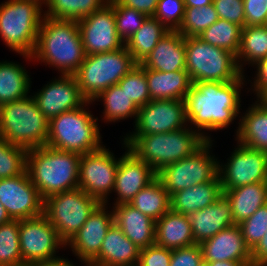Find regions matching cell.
<instances>
[{"label":"cell","instance_id":"obj_1","mask_svg":"<svg viewBox=\"0 0 267 266\" xmlns=\"http://www.w3.org/2000/svg\"><path fill=\"white\" fill-rule=\"evenodd\" d=\"M244 79L242 75L226 83L194 82L184 99L187 122L193 124L207 140L211 138L201 130L227 128L240 113V88H243Z\"/></svg>","mask_w":267,"mask_h":266},{"label":"cell","instance_id":"obj_2","mask_svg":"<svg viewBox=\"0 0 267 266\" xmlns=\"http://www.w3.org/2000/svg\"><path fill=\"white\" fill-rule=\"evenodd\" d=\"M85 56L77 21L44 16L32 59L55 67L61 75H74Z\"/></svg>","mask_w":267,"mask_h":266},{"label":"cell","instance_id":"obj_3","mask_svg":"<svg viewBox=\"0 0 267 266\" xmlns=\"http://www.w3.org/2000/svg\"><path fill=\"white\" fill-rule=\"evenodd\" d=\"M80 157L47 145L27 150L26 170L43 200L78 188Z\"/></svg>","mask_w":267,"mask_h":266},{"label":"cell","instance_id":"obj_4","mask_svg":"<svg viewBox=\"0 0 267 266\" xmlns=\"http://www.w3.org/2000/svg\"><path fill=\"white\" fill-rule=\"evenodd\" d=\"M189 128L161 134L126 135L123 142L157 173L162 168L193 155L208 141L192 127Z\"/></svg>","mask_w":267,"mask_h":266},{"label":"cell","instance_id":"obj_5","mask_svg":"<svg viewBox=\"0 0 267 266\" xmlns=\"http://www.w3.org/2000/svg\"><path fill=\"white\" fill-rule=\"evenodd\" d=\"M49 120L33 96L0 106V136L26 150L46 145Z\"/></svg>","mask_w":267,"mask_h":266},{"label":"cell","instance_id":"obj_6","mask_svg":"<svg viewBox=\"0 0 267 266\" xmlns=\"http://www.w3.org/2000/svg\"><path fill=\"white\" fill-rule=\"evenodd\" d=\"M37 0H8L0 5V36L12 51L32 59L44 14Z\"/></svg>","mask_w":267,"mask_h":266},{"label":"cell","instance_id":"obj_7","mask_svg":"<svg viewBox=\"0 0 267 266\" xmlns=\"http://www.w3.org/2000/svg\"><path fill=\"white\" fill-rule=\"evenodd\" d=\"M87 101L75 110L61 113L49 121L46 145L52 148L86 154L102 147L98 118L86 111Z\"/></svg>","mask_w":267,"mask_h":266},{"label":"cell","instance_id":"obj_8","mask_svg":"<svg viewBox=\"0 0 267 266\" xmlns=\"http://www.w3.org/2000/svg\"><path fill=\"white\" fill-rule=\"evenodd\" d=\"M185 67L192 82H231L239 79L236 55L199 37H185Z\"/></svg>","mask_w":267,"mask_h":266},{"label":"cell","instance_id":"obj_9","mask_svg":"<svg viewBox=\"0 0 267 266\" xmlns=\"http://www.w3.org/2000/svg\"><path fill=\"white\" fill-rule=\"evenodd\" d=\"M137 63L125 45L115 51L86 55L74 74L81 94L92 101L100 92L117 84Z\"/></svg>","mask_w":267,"mask_h":266},{"label":"cell","instance_id":"obj_10","mask_svg":"<svg viewBox=\"0 0 267 266\" xmlns=\"http://www.w3.org/2000/svg\"><path fill=\"white\" fill-rule=\"evenodd\" d=\"M101 203L76 188L44 199L43 214L67 244Z\"/></svg>","mask_w":267,"mask_h":266},{"label":"cell","instance_id":"obj_11","mask_svg":"<svg viewBox=\"0 0 267 266\" xmlns=\"http://www.w3.org/2000/svg\"><path fill=\"white\" fill-rule=\"evenodd\" d=\"M212 141L208 140L193 155L174 162L157 172V178L170 196L194 185L207 183L218 175L220 161L209 154Z\"/></svg>","mask_w":267,"mask_h":266},{"label":"cell","instance_id":"obj_12","mask_svg":"<svg viewBox=\"0 0 267 266\" xmlns=\"http://www.w3.org/2000/svg\"><path fill=\"white\" fill-rule=\"evenodd\" d=\"M119 158L105 148L81 154L79 161L78 188L107 205V199L114 190Z\"/></svg>","mask_w":267,"mask_h":266},{"label":"cell","instance_id":"obj_13","mask_svg":"<svg viewBox=\"0 0 267 266\" xmlns=\"http://www.w3.org/2000/svg\"><path fill=\"white\" fill-rule=\"evenodd\" d=\"M19 244L23 263L28 266L60 258L56 250L66 244L44 214L19 220Z\"/></svg>","mask_w":267,"mask_h":266},{"label":"cell","instance_id":"obj_14","mask_svg":"<svg viewBox=\"0 0 267 266\" xmlns=\"http://www.w3.org/2000/svg\"><path fill=\"white\" fill-rule=\"evenodd\" d=\"M237 144L228 162L218 165L222 189L267 182V152Z\"/></svg>","mask_w":267,"mask_h":266},{"label":"cell","instance_id":"obj_15","mask_svg":"<svg viewBox=\"0 0 267 266\" xmlns=\"http://www.w3.org/2000/svg\"><path fill=\"white\" fill-rule=\"evenodd\" d=\"M77 22L86 55L111 52L124 46L117 34L113 0Z\"/></svg>","mask_w":267,"mask_h":266},{"label":"cell","instance_id":"obj_16","mask_svg":"<svg viewBox=\"0 0 267 266\" xmlns=\"http://www.w3.org/2000/svg\"><path fill=\"white\" fill-rule=\"evenodd\" d=\"M0 202L12 220L43 214L44 200L32 184L27 170L16 177L0 179Z\"/></svg>","mask_w":267,"mask_h":266},{"label":"cell","instance_id":"obj_17","mask_svg":"<svg viewBox=\"0 0 267 266\" xmlns=\"http://www.w3.org/2000/svg\"><path fill=\"white\" fill-rule=\"evenodd\" d=\"M187 126L184 100H151L139 108L135 132L129 135L161 134Z\"/></svg>","mask_w":267,"mask_h":266},{"label":"cell","instance_id":"obj_18","mask_svg":"<svg viewBox=\"0 0 267 266\" xmlns=\"http://www.w3.org/2000/svg\"><path fill=\"white\" fill-rule=\"evenodd\" d=\"M39 110L50 121L61 113L75 110L87 102L74 75H61L33 95Z\"/></svg>","mask_w":267,"mask_h":266},{"label":"cell","instance_id":"obj_19","mask_svg":"<svg viewBox=\"0 0 267 266\" xmlns=\"http://www.w3.org/2000/svg\"><path fill=\"white\" fill-rule=\"evenodd\" d=\"M106 210V204H100L66 244L70 245L72 252L85 264L99 254L105 235L114 224L113 211Z\"/></svg>","mask_w":267,"mask_h":266},{"label":"cell","instance_id":"obj_20","mask_svg":"<svg viewBox=\"0 0 267 266\" xmlns=\"http://www.w3.org/2000/svg\"><path fill=\"white\" fill-rule=\"evenodd\" d=\"M123 145L127 150L119 158L113 190L118 197L114 205L129 204L141 189L157 177V173L150 165L140 160L125 143Z\"/></svg>","mask_w":267,"mask_h":266},{"label":"cell","instance_id":"obj_21","mask_svg":"<svg viewBox=\"0 0 267 266\" xmlns=\"http://www.w3.org/2000/svg\"><path fill=\"white\" fill-rule=\"evenodd\" d=\"M203 261H237L252 266L251 250L246 245L239 225L221 230L200 244Z\"/></svg>","mask_w":267,"mask_h":266},{"label":"cell","instance_id":"obj_22","mask_svg":"<svg viewBox=\"0 0 267 266\" xmlns=\"http://www.w3.org/2000/svg\"><path fill=\"white\" fill-rule=\"evenodd\" d=\"M195 244L215 236L221 230L234 226L230 200L222 195L211 205L188 215Z\"/></svg>","mask_w":267,"mask_h":266},{"label":"cell","instance_id":"obj_23","mask_svg":"<svg viewBox=\"0 0 267 266\" xmlns=\"http://www.w3.org/2000/svg\"><path fill=\"white\" fill-rule=\"evenodd\" d=\"M185 37L178 31H169L140 63L146 69L160 72L186 70Z\"/></svg>","mask_w":267,"mask_h":266},{"label":"cell","instance_id":"obj_24","mask_svg":"<svg viewBox=\"0 0 267 266\" xmlns=\"http://www.w3.org/2000/svg\"><path fill=\"white\" fill-rule=\"evenodd\" d=\"M112 211L114 224L139 249L155 244L156 221L130 204L115 205Z\"/></svg>","mask_w":267,"mask_h":266},{"label":"cell","instance_id":"obj_25","mask_svg":"<svg viewBox=\"0 0 267 266\" xmlns=\"http://www.w3.org/2000/svg\"><path fill=\"white\" fill-rule=\"evenodd\" d=\"M140 249L113 224L102 242L99 254L90 262L95 266H137Z\"/></svg>","mask_w":267,"mask_h":266},{"label":"cell","instance_id":"obj_26","mask_svg":"<svg viewBox=\"0 0 267 266\" xmlns=\"http://www.w3.org/2000/svg\"><path fill=\"white\" fill-rule=\"evenodd\" d=\"M223 193L219 174L207 183L194 185L170 196V210L189 215L214 203Z\"/></svg>","mask_w":267,"mask_h":266},{"label":"cell","instance_id":"obj_27","mask_svg":"<svg viewBox=\"0 0 267 266\" xmlns=\"http://www.w3.org/2000/svg\"><path fill=\"white\" fill-rule=\"evenodd\" d=\"M151 100H184L193 85L186 70L160 72L145 68Z\"/></svg>","mask_w":267,"mask_h":266},{"label":"cell","instance_id":"obj_28","mask_svg":"<svg viewBox=\"0 0 267 266\" xmlns=\"http://www.w3.org/2000/svg\"><path fill=\"white\" fill-rule=\"evenodd\" d=\"M155 244L177 249L195 244L188 215L169 210L155 224Z\"/></svg>","mask_w":267,"mask_h":266},{"label":"cell","instance_id":"obj_29","mask_svg":"<svg viewBox=\"0 0 267 266\" xmlns=\"http://www.w3.org/2000/svg\"><path fill=\"white\" fill-rule=\"evenodd\" d=\"M251 106L238 123L236 140L249 148L267 152V106L259 99Z\"/></svg>","mask_w":267,"mask_h":266},{"label":"cell","instance_id":"obj_30","mask_svg":"<svg viewBox=\"0 0 267 266\" xmlns=\"http://www.w3.org/2000/svg\"><path fill=\"white\" fill-rule=\"evenodd\" d=\"M230 200L232 219L239 225L267 203V182H259L223 190Z\"/></svg>","mask_w":267,"mask_h":266},{"label":"cell","instance_id":"obj_31","mask_svg":"<svg viewBox=\"0 0 267 266\" xmlns=\"http://www.w3.org/2000/svg\"><path fill=\"white\" fill-rule=\"evenodd\" d=\"M30 88V77L23 66L0 62V106L27 97Z\"/></svg>","mask_w":267,"mask_h":266},{"label":"cell","instance_id":"obj_32","mask_svg":"<svg viewBox=\"0 0 267 266\" xmlns=\"http://www.w3.org/2000/svg\"><path fill=\"white\" fill-rule=\"evenodd\" d=\"M169 30L154 17H147L124 44L133 60L140 64Z\"/></svg>","mask_w":267,"mask_h":266},{"label":"cell","instance_id":"obj_33","mask_svg":"<svg viewBox=\"0 0 267 266\" xmlns=\"http://www.w3.org/2000/svg\"><path fill=\"white\" fill-rule=\"evenodd\" d=\"M129 204L157 221L170 210V195L156 177L141 189Z\"/></svg>","mask_w":267,"mask_h":266},{"label":"cell","instance_id":"obj_34","mask_svg":"<svg viewBox=\"0 0 267 266\" xmlns=\"http://www.w3.org/2000/svg\"><path fill=\"white\" fill-rule=\"evenodd\" d=\"M266 57L267 25L243 27L240 48L236 55L240 71L244 73L242 66L245 62L254 65Z\"/></svg>","mask_w":267,"mask_h":266},{"label":"cell","instance_id":"obj_35","mask_svg":"<svg viewBox=\"0 0 267 266\" xmlns=\"http://www.w3.org/2000/svg\"><path fill=\"white\" fill-rule=\"evenodd\" d=\"M99 98L103 99L104 102L103 119L106 122H116L134 116L136 122L139 108L118 84L100 92L92 101L99 100Z\"/></svg>","mask_w":267,"mask_h":266},{"label":"cell","instance_id":"obj_36","mask_svg":"<svg viewBox=\"0 0 267 266\" xmlns=\"http://www.w3.org/2000/svg\"><path fill=\"white\" fill-rule=\"evenodd\" d=\"M110 0H47L44 4L48 8L44 16L78 21L105 7Z\"/></svg>","mask_w":267,"mask_h":266},{"label":"cell","instance_id":"obj_37","mask_svg":"<svg viewBox=\"0 0 267 266\" xmlns=\"http://www.w3.org/2000/svg\"><path fill=\"white\" fill-rule=\"evenodd\" d=\"M241 32L242 27L219 18L198 37L212 46L226 49L237 55L241 43Z\"/></svg>","mask_w":267,"mask_h":266},{"label":"cell","instance_id":"obj_38","mask_svg":"<svg viewBox=\"0 0 267 266\" xmlns=\"http://www.w3.org/2000/svg\"><path fill=\"white\" fill-rule=\"evenodd\" d=\"M19 242V220L0 225V266H26Z\"/></svg>","mask_w":267,"mask_h":266},{"label":"cell","instance_id":"obj_39","mask_svg":"<svg viewBox=\"0 0 267 266\" xmlns=\"http://www.w3.org/2000/svg\"><path fill=\"white\" fill-rule=\"evenodd\" d=\"M218 19L213 3L199 8H185L182 24L177 31L184 37H198Z\"/></svg>","mask_w":267,"mask_h":266},{"label":"cell","instance_id":"obj_40","mask_svg":"<svg viewBox=\"0 0 267 266\" xmlns=\"http://www.w3.org/2000/svg\"><path fill=\"white\" fill-rule=\"evenodd\" d=\"M27 150L0 136V179L12 178L26 170Z\"/></svg>","mask_w":267,"mask_h":266},{"label":"cell","instance_id":"obj_41","mask_svg":"<svg viewBox=\"0 0 267 266\" xmlns=\"http://www.w3.org/2000/svg\"><path fill=\"white\" fill-rule=\"evenodd\" d=\"M117 84L138 108L151 101L145 68L140 64H137Z\"/></svg>","mask_w":267,"mask_h":266},{"label":"cell","instance_id":"obj_42","mask_svg":"<svg viewBox=\"0 0 267 266\" xmlns=\"http://www.w3.org/2000/svg\"><path fill=\"white\" fill-rule=\"evenodd\" d=\"M113 11L116 20L117 34L125 44L141 27L147 16L133 8L120 5L116 0H113Z\"/></svg>","mask_w":267,"mask_h":266},{"label":"cell","instance_id":"obj_43","mask_svg":"<svg viewBox=\"0 0 267 266\" xmlns=\"http://www.w3.org/2000/svg\"><path fill=\"white\" fill-rule=\"evenodd\" d=\"M246 245L252 250L267 231V203L239 224Z\"/></svg>","mask_w":267,"mask_h":266},{"label":"cell","instance_id":"obj_44","mask_svg":"<svg viewBox=\"0 0 267 266\" xmlns=\"http://www.w3.org/2000/svg\"><path fill=\"white\" fill-rule=\"evenodd\" d=\"M185 13L184 0H158L157 9L153 16L169 31H177Z\"/></svg>","mask_w":267,"mask_h":266},{"label":"cell","instance_id":"obj_45","mask_svg":"<svg viewBox=\"0 0 267 266\" xmlns=\"http://www.w3.org/2000/svg\"><path fill=\"white\" fill-rule=\"evenodd\" d=\"M218 17L245 27L243 0H213Z\"/></svg>","mask_w":267,"mask_h":266},{"label":"cell","instance_id":"obj_46","mask_svg":"<svg viewBox=\"0 0 267 266\" xmlns=\"http://www.w3.org/2000/svg\"><path fill=\"white\" fill-rule=\"evenodd\" d=\"M171 249L156 244L140 249L137 266H169Z\"/></svg>","mask_w":267,"mask_h":266},{"label":"cell","instance_id":"obj_47","mask_svg":"<svg viewBox=\"0 0 267 266\" xmlns=\"http://www.w3.org/2000/svg\"><path fill=\"white\" fill-rule=\"evenodd\" d=\"M203 261L199 244L171 250L169 266H199Z\"/></svg>","mask_w":267,"mask_h":266},{"label":"cell","instance_id":"obj_48","mask_svg":"<svg viewBox=\"0 0 267 266\" xmlns=\"http://www.w3.org/2000/svg\"><path fill=\"white\" fill-rule=\"evenodd\" d=\"M245 26L267 25V0H243Z\"/></svg>","mask_w":267,"mask_h":266},{"label":"cell","instance_id":"obj_49","mask_svg":"<svg viewBox=\"0 0 267 266\" xmlns=\"http://www.w3.org/2000/svg\"><path fill=\"white\" fill-rule=\"evenodd\" d=\"M120 5L133 8L147 17L155 15L158 0H116Z\"/></svg>","mask_w":267,"mask_h":266},{"label":"cell","instance_id":"obj_50","mask_svg":"<svg viewBox=\"0 0 267 266\" xmlns=\"http://www.w3.org/2000/svg\"><path fill=\"white\" fill-rule=\"evenodd\" d=\"M254 66L257 68V73L252 87L258 99L267 90V57L258 61Z\"/></svg>","mask_w":267,"mask_h":266},{"label":"cell","instance_id":"obj_51","mask_svg":"<svg viewBox=\"0 0 267 266\" xmlns=\"http://www.w3.org/2000/svg\"><path fill=\"white\" fill-rule=\"evenodd\" d=\"M252 266H267V231L259 243L251 250Z\"/></svg>","mask_w":267,"mask_h":266},{"label":"cell","instance_id":"obj_52","mask_svg":"<svg viewBox=\"0 0 267 266\" xmlns=\"http://www.w3.org/2000/svg\"><path fill=\"white\" fill-rule=\"evenodd\" d=\"M28 266H74L73 263L68 261V259L58 258L56 260L47 261V262H38Z\"/></svg>","mask_w":267,"mask_h":266},{"label":"cell","instance_id":"obj_53","mask_svg":"<svg viewBox=\"0 0 267 266\" xmlns=\"http://www.w3.org/2000/svg\"><path fill=\"white\" fill-rule=\"evenodd\" d=\"M213 3V0H184V5L185 8H190V7H203L206 5H210Z\"/></svg>","mask_w":267,"mask_h":266},{"label":"cell","instance_id":"obj_54","mask_svg":"<svg viewBox=\"0 0 267 266\" xmlns=\"http://www.w3.org/2000/svg\"><path fill=\"white\" fill-rule=\"evenodd\" d=\"M209 266H245L242 262L237 261H214L209 262Z\"/></svg>","mask_w":267,"mask_h":266},{"label":"cell","instance_id":"obj_55","mask_svg":"<svg viewBox=\"0 0 267 266\" xmlns=\"http://www.w3.org/2000/svg\"><path fill=\"white\" fill-rule=\"evenodd\" d=\"M12 219L8 215L4 206L1 205L0 202V225L10 222Z\"/></svg>","mask_w":267,"mask_h":266},{"label":"cell","instance_id":"obj_56","mask_svg":"<svg viewBox=\"0 0 267 266\" xmlns=\"http://www.w3.org/2000/svg\"><path fill=\"white\" fill-rule=\"evenodd\" d=\"M258 99L267 106V90Z\"/></svg>","mask_w":267,"mask_h":266},{"label":"cell","instance_id":"obj_57","mask_svg":"<svg viewBox=\"0 0 267 266\" xmlns=\"http://www.w3.org/2000/svg\"><path fill=\"white\" fill-rule=\"evenodd\" d=\"M199 266H209V262L202 261Z\"/></svg>","mask_w":267,"mask_h":266},{"label":"cell","instance_id":"obj_58","mask_svg":"<svg viewBox=\"0 0 267 266\" xmlns=\"http://www.w3.org/2000/svg\"><path fill=\"white\" fill-rule=\"evenodd\" d=\"M39 2H41L42 4H44L47 0H37Z\"/></svg>","mask_w":267,"mask_h":266},{"label":"cell","instance_id":"obj_59","mask_svg":"<svg viewBox=\"0 0 267 266\" xmlns=\"http://www.w3.org/2000/svg\"><path fill=\"white\" fill-rule=\"evenodd\" d=\"M85 266H95V265H93V264H91V263H86Z\"/></svg>","mask_w":267,"mask_h":266}]
</instances>
